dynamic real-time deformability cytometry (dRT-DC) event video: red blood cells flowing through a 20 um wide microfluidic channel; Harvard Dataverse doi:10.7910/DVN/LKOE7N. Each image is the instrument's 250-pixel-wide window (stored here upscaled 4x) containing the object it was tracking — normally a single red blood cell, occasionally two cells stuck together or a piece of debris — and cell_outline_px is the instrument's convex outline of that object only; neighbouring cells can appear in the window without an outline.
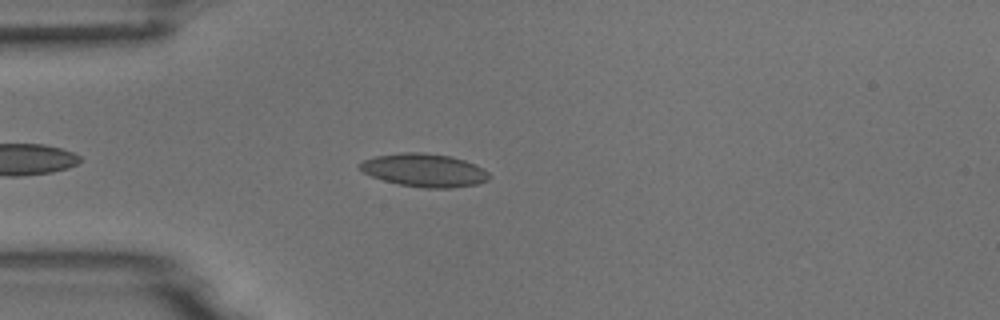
{"species": "common noctule bat (a hibernating species)", "species_latin": "Nyctalus noctula", "temperature_condition": "room temperature", "stored_images_in_passage": 3, "camera_frame_rate_fps": 3000, "um_per_image_px": 0.085, "animal": {"sex": "male", "body_mass_g": 18.8}, "frame": {"image": 1, "passage_image": 3, "time_ms": 3.0, "image_size_px": [1000, 320], "cell_outline_px": [[492, 176], [488, 180], [476, 184], [452, 188], [424, 188], [400, 184], [384, 180], [372, 176], [364, 172], [356, 164], [364, 160], [376, 156], [400, 152], [424, 152], [452, 156], [476, 164], [484, 168]], "centroid_in_image_um": [36.1, 14.46], "position_along_channel_um": 48.9, "area_um2": 25.14}}